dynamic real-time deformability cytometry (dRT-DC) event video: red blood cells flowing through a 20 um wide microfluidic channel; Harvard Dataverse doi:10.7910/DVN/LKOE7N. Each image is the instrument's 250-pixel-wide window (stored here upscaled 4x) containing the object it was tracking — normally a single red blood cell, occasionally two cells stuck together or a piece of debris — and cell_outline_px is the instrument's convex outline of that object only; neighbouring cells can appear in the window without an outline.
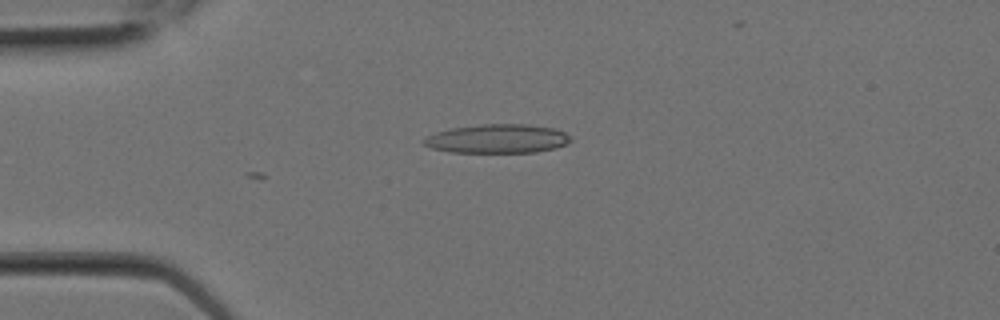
{"species": "Egyptian fruit bat (a non-hibernating species)", "species_latin": "Rousettus aegyptiacus", "temperature_condition": "room temperature", "stored_images_in_passage": 5, "camera_frame_rate_fps": 3000, "um_per_image_px": 0.085, "animal": {"sex": "female"}, "frame": {"image": 1, "passage_image": 5, "time_ms": 1.333, "image_size_px": [1000, 320], "cell_outline_px": [[572, 140], [568, 144], [556, 148], [536, 152], [452, 152], [432, 148], [424, 144], [420, 140], [436, 132], [448, 128], [484, 124], [528, 124], [556, 128], [572, 136]], "centroid_in_image_um": [42.32, 11.78], "position_along_channel_um": 42.7, "area_um2": 24.97}}